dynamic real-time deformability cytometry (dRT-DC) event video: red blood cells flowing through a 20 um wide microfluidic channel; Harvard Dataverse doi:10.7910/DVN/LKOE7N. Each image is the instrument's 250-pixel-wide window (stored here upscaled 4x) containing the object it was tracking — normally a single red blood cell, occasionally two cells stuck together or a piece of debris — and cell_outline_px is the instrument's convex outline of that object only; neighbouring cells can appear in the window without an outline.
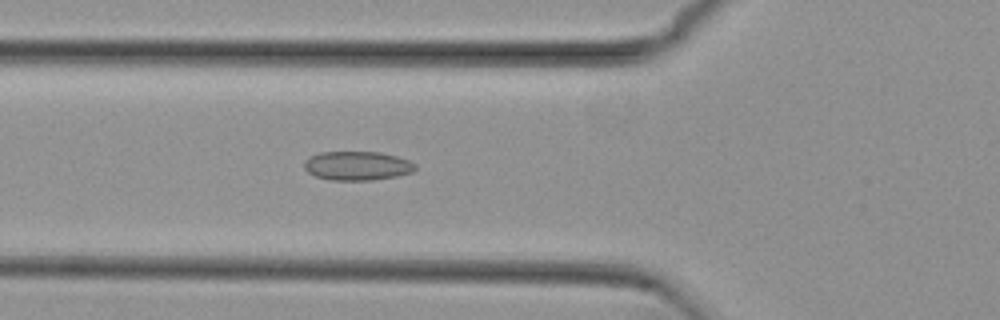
{"species": "common noctule bat (a hibernating species)", "species_latin": "Nyctalus noctula", "temperature_condition": "cold", "stored_images_in_passage": 42, "camera_frame_rate_fps": 3000, "um_per_image_px": 0.085, "animal": {"sex": "female", "body_mass_g": 29.2, "forearm_length_mm": 56.3}, "frame": {"image": 1, "passage_image": 7, "time_ms": 2.0, "image_size_px": [1000, 320], "cell_outline_px": [[416, 168], [412, 172], [396, 176], [372, 180], [332, 180], [316, 176], [308, 172], [304, 168], [304, 160], [308, 156], [320, 152], [380, 152], [396, 156], [408, 160], [416, 164]], "centroid_in_image_um": [30.34, 14.08], "position_along_channel_um": 95.5, "area_um2": 18.79}}
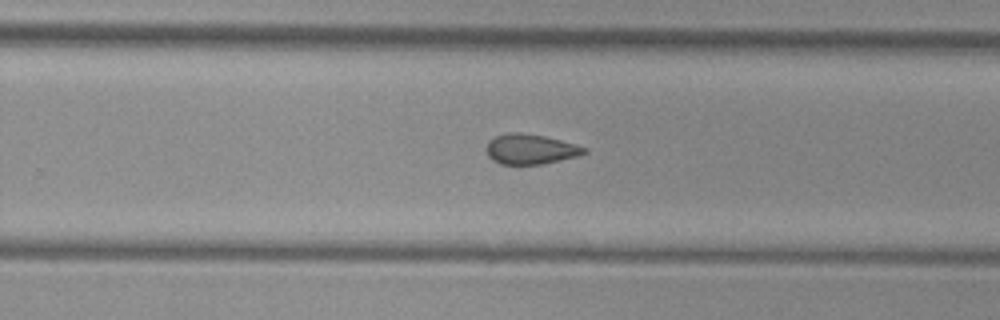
{"frame": {"image": 2, "passage_image": 22, "time_ms": 7.0, "image_size_px": [1000, 320], "cell_outline_px": [[588, 152], [580, 156], [540, 164], [500, 164], [492, 160], [488, 156], [484, 148], [488, 140], [496, 136], [508, 132], [520, 132], [544, 136], [560, 140], [588, 148]], "centroid_in_image_um": [45.06, 12.67], "position_along_channel_um": 284.7, "area_um2": 17.34}}
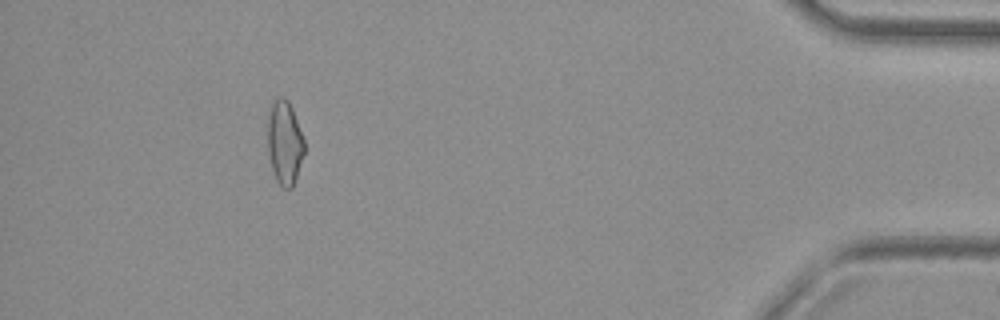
{"frame": {"image": 3, "passage_image": 37, "time_ms": 12.0, "image_size_px": [1000, 320], "cell_outline_px": [[304, 152], [292, 188], [284, 188], [276, 180], [272, 168], [268, 152], [268, 112], [272, 104], [280, 96], [284, 96], [288, 100], [292, 108], [304, 140]], "centroid_in_image_um": [24.18, 12.1], "position_along_channel_um": 411.0, "area_um2": 17.63}, "authors_computed_cell_mechanics": {"area_um2": 17.9758, "velocity_mm_per_s": 3.7841, "shape_relaxation_time_tau1_ms": null, "shape_relaxation_time_tau2_ms": 3.2112, "deformation_change_tau1": null, "deformation_change_tau2": 0.0869}}